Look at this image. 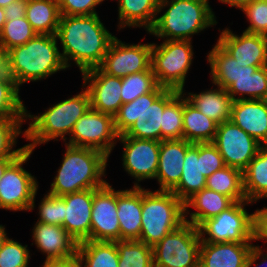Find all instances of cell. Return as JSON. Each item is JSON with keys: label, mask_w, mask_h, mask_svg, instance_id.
I'll use <instances>...</instances> for the list:
<instances>
[{"label": "cell", "mask_w": 267, "mask_h": 267, "mask_svg": "<svg viewBox=\"0 0 267 267\" xmlns=\"http://www.w3.org/2000/svg\"><path fill=\"white\" fill-rule=\"evenodd\" d=\"M26 121V117H0V158L18 157L26 150L24 145L21 148L13 149L17 144V137L24 134L21 131L22 123Z\"/></svg>", "instance_id": "f35d334b"}, {"label": "cell", "mask_w": 267, "mask_h": 267, "mask_svg": "<svg viewBox=\"0 0 267 267\" xmlns=\"http://www.w3.org/2000/svg\"><path fill=\"white\" fill-rule=\"evenodd\" d=\"M203 188H206V177L201 173L200 143H193L186 151L181 179L171 191L185 203Z\"/></svg>", "instance_id": "4316f807"}, {"label": "cell", "mask_w": 267, "mask_h": 267, "mask_svg": "<svg viewBox=\"0 0 267 267\" xmlns=\"http://www.w3.org/2000/svg\"><path fill=\"white\" fill-rule=\"evenodd\" d=\"M104 0H58L60 14L64 16L93 15L96 6Z\"/></svg>", "instance_id": "f6af8a7d"}, {"label": "cell", "mask_w": 267, "mask_h": 267, "mask_svg": "<svg viewBox=\"0 0 267 267\" xmlns=\"http://www.w3.org/2000/svg\"><path fill=\"white\" fill-rule=\"evenodd\" d=\"M33 242L38 250L46 254L45 260L77 257V242L63 226L36 222L33 229Z\"/></svg>", "instance_id": "44dd1931"}, {"label": "cell", "mask_w": 267, "mask_h": 267, "mask_svg": "<svg viewBox=\"0 0 267 267\" xmlns=\"http://www.w3.org/2000/svg\"><path fill=\"white\" fill-rule=\"evenodd\" d=\"M28 0H15L8 6L4 7V15L6 20L16 18H24L26 16Z\"/></svg>", "instance_id": "7dc6e473"}, {"label": "cell", "mask_w": 267, "mask_h": 267, "mask_svg": "<svg viewBox=\"0 0 267 267\" xmlns=\"http://www.w3.org/2000/svg\"><path fill=\"white\" fill-rule=\"evenodd\" d=\"M66 145L61 166L51 183L49 194L63 196L65 194L100 188L107 181L106 176L108 156L92 149Z\"/></svg>", "instance_id": "5b68a950"}, {"label": "cell", "mask_w": 267, "mask_h": 267, "mask_svg": "<svg viewBox=\"0 0 267 267\" xmlns=\"http://www.w3.org/2000/svg\"><path fill=\"white\" fill-rule=\"evenodd\" d=\"M39 206L38 222L63 226L64 224V199L47 193L41 200Z\"/></svg>", "instance_id": "b9f144b4"}, {"label": "cell", "mask_w": 267, "mask_h": 267, "mask_svg": "<svg viewBox=\"0 0 267 267\" xmlns=\"http://www.w3.org/2000/svg\"><path fill=\"white\" fill-rule=\"evenodd\" d=\"M209 0H160L158 14L153 27L148 31L163 40H188L192 35L217 25L216 16Z\"/></svg>", "instance_id": "8992f818"}, {"label": "cell", "mask_w": 267, "mask_h": 267, "mask_svg": "<svg viewBox=\"0 0 267 267\" xmlns=\"http://www.w3.org/2000/svg\"><path fill=\"white\" fill-rule=\"evenodd\" d=\"M37 35L31 24L24 18L6 20L0 33V58L11 48L24 45Z\"/></svg>", "instance_id": "8d00e7d4"}, {"label": "cell", "mask_w": 267, "mask_h": 267, "mask_svg": "<svg viewBox=\"0 0 267 267\" xmlns=\"http://www.w3.org/2000/svg\"><path fill=\"white\" fill-rule=\"evenodd\" d=\"M193 143L185 139H171L160 142L156 180L159 189L171 191L180 181L187 149Z\"/></svg>", "instance_id": "7402d4cb"}, {"label": "cell", "mask_w": 267, "mask_h": 267, "mask_svg": "<svg viewBox=\"0 0 267 267\" xmlns=\"http://www.w3.org/2000/svg\"><path fill=\"white\" fill-rule=\"evenodd\" d=\"M82 77V87L89 94L91 108L114 117L123 104L122 78L107 75L99 67L82 72Z\"/></svg>", "instance_id": "ac0fdd59"}, {"label": "cell", "mask_w": 267, "mask_h": 267, "mask_svg": "<svg viewBox=\"0 0 267 267\" xmlns=\"http://www.w3.org/2000/svg\"><path fill=\"white\" fill-rule=\"evenodd\" d=\"M207 60L212 83L225 89L233 101L266 100L267 66H240L218 43L207 54Z\"/></svg>", "instance_id": "277c9868"}, {"label": "cell", "mask_w": 267, "mask_h": 267, "mask_svg": "<svg viewBox=\"0 0 267 267\" xmlns=\"http://www.w3.org/2000/svg\"><path fill=\"white\" fill-rule=\"evenodd\" d=\"M5 22H6V18L4 15V8L0 7V33L2 31V28H3V25L5 24Z\"/></svg>", "instance_id": "db71d44e"}, {"label": "cell", "mask_w": 267, "mask_h": 267, "mask_svg": "<svg viewBox=\"0 0 267 267\" xmlns=\"http://www.w3.org/2000/svg\"><path fill=\"white\" fill-rule=\"evenodd\" d=\"M8 236L5 231V225H0V249L3 246L4 242L7 240Z\"/></svg>", "instance_id": "f5cc1de1"}, {"label": "cell", "mask_w": 267, "mask_h": 267, "mask_svg": "<svg viewBox=\"0 0 267 267\" xmlns=\"http://www.w3.org/2000/svg\"><path fill=\"white\" fill-rule=\"evenodd\" d=\"M141 222L139 241L153 247L185 223L184 203L172 191L142 188Z\"/></svg>", "instance_id": "ba28073f"}, {"label": "cell", "mask_w": 267, "mask_h": 267, "mask_svg": "<svg viewBox=\"0 0 267 267\" xmlns=\"http://www.w3.org/2000/svg\"><path fill=\"white\" fill-rule=\"evenodd\" d=\"M142 187L117 190L120 240H139L141 233Z\"/></svg>", "instance_id": "d4e9b609"}, {"label": "cell", "mask_w": 267, "mask_h": 267, "mask_svg": "<svg viewBox=\"0 0 267 267\" xmlns=\"http://www.w3.org/2000/svg\"><path fill=\"white\" fill-rule=\"evenodd\" d=\"M220 33L217 43L237 60L240 66H267V36L245 31L239 36L229 28Z\"/></svg>", "instance_id": "d6986e66"}, {"label": "cell", "mask_w": 267, "mask_h": 267, "mask_svg": "<svg viewBox=\"0 0 267 267\" xmlns=\"http://www.w3.org/2000/svg\"><path fill=\"white\" fill-rule=\"evenodd\" d=\"M95 188L61 196L64 199L65 230L77 241L90 240L91 211Z\"/></svg>", "instance_id": "ffe728a7"}, {"label": "cell", "mask_w": 267, "mask_h": 267, "mask_svg": "<svg viewBox=\"0 0 267 267\" xmlns=\"http://www.w3.org/2000/svg\"><path fill=\"white\" fill-rule=\"evenodd\" d=\"M151 51L152 43L127 44L115 37L99 68L120 78L146 71L151 68Z\"/></svg>", "instance_id": "9a60e30c"}, {"label": "cell", "mask_w": 267, "mask_h": 267, "mask_svg": "<svg viewBox=\"0 0 267 267\" xmlns=\"http://www.w3.org/2000/svg\"><path fill=\"white\" fill-rule=\"evenodd\" d=\"M42 267H80L77 257L45 260Z\"/></svg>", "instance_id": "681fc988"}, {"label": "cell", "mask_w": 267, "mask_h": 267, "mask_svg": "<svg viewBox=\"0 0 267 267\" xmlns=\"http://www.w3.org/2000/svg\"><path fill=\"white\" fill-rule=\"evenodd\" d=\"M26 18L37 34L55 35L61 18L58 0H28Z\"/></svg>", "instance_id": "d6a6232c"}, {"label": "cell", "mask_w": 267, "mask_h": 267, "mask_svg": "<svg viewBox=\"0 0 267 267\" xmlns=\"http://www.w3.org/2000/svg\"><path fill=\"white\" fill-rule=\"evenodd\" d=\"M32 150L26 149L5 170L0 179V208L12 211H31L35 207L38 182L23 168Z\"/></svg>", "instance_id": "7c38bea8"}, {"label": "cell", "mask_w": 267, "mask_h": 267, "mask_svg": "<svg viewBox=\"0 0 267 267\" xmlns=\"http://www.w3.org/2000/svg\"><path fill=\"white\" fill-rule=\"evenodd\" d=\"M200 244L198 229L185 222L152 247L154 267H199Z\"/></svg>", "instance_id": "8fae6325"}, {"label": "cell", "mask_w": 267, "mask_h": 267, "mask_svg": "<svg viewBox=\"0 0 267 267\" xmlns=\"http://www.w3.org/2000/svg\"><path fill=\"white\" fill-rule=\"evenodd\" d=\"M235 202L230 198L213 190L203 188L195 193L185 203V222L191 223L196 228L205 220L217 216L222 211L231 207ZM194 208L195 212L188 210ZM190 215L189 219L187 215Z\"/></svg>", "instance_id": "484cf974"}, {"label": "cell", "mask_w": 267, "mask_h": 267, "mask_svg": "<svg viewBox=\"0 0 267 267\" xmlns=\"http://www.w3.org/2000/svg\"><path fill=\"white\" fill-rule=\"evenodd\" d=\"M183 139V93L179 92L162 113L161 141Z\"/></svg>", "instance_id": "74e56055"}, {"label": "cell", "mask_w": 267, "mask_h": 267, "mask_svg": "<svg viewBox=\"0 0 267 267\" xmlns=\"http://www.w3.org/2000/svg\"><path fill=\"white\" fill-rule=\"evenodd\" d=\"M83 90V91H82ZM71 98L63 100L39 115H32L26 110V119H30L29 127L25 130V138L31 141L26 149L34 150L37 145L61 137L65 142L72 133L75 123L90 108V97L86 89H82Z\"/></svg>", "instance_id": "52a82bcc"}, {"label": "cell", "mask_w": 267, "mask_h": 267, "mask_svg": "<svg viewBox=\"0 0 267 267\" xmlns=\"http://www.w3.org/2000/svg\"><path fill=\"white\" fill-rule=\"evenodd\" d=\"M179 91L157 86L152 92L122 104L114 115L119 137H133L161 142L164 107Z\"/></svg>", "instance_id": "3957f363"}, {"label": "cell", "mask_w": 267, "mask_h": 267, "mask_svg": "<svg viewBox=\"0 0 267 267\" xmlns=\"http://www.w3.org/2000/svg\"><path fill=\"white\" fill-rule=\"evenodd\" d=\"M255 240L267 242V207L255 210Z\"/></svg>", "instance_id": "bcb514c9"}, {"label": "cell", "mask_w": 267, "mask_h": 267, "mask_svg": "<svg viewBox=\"0 0 267 267\" xmlns=\"http://www.w3.org/2000/svg\"><path fill=\"white\" fill-rule=\"evenodd\" d=\"M55 35L61 42V56L66 67H70V61H74L81 73L102 64L115 38L101 22L98 14L61 15Z\"/></svg>", "instance_id": "6da1fadb"}, {"label": "cell", "mask_w": 267, "mask_h": 267, "mask_svg": "<svg viewBox=\"0 0 267 267\" xmlns=\"http://www.w3.org/2000/svg\"><path fill=\"white\" fill-rule=\"evenodd\" d=\"M192 41L164 40L152 43L151 68L157 84L166 89L184 91L193 59Z\"/></svg>", "instance_id": "9c48e42d"}, {"label": "cell", "mask_w": 267, "mask_h": 267, "mask_svg": "<svg viewBox=\"0 0 267 267\" xmlns=\"http://www.w3.org/2000/svg\"><path fill=\"white\" fill-rule=\"evenodd\" d=\"M119 267H154L153 249L139 240L116 241Z\"/></svg>", "instance_id": "d590c367"}, {"label": "cell", "mask_w": 267, "mask_h": 267, "mask_svg": "<svg viewBox=\"0 0 267 267\" xmlns=\"http://www.w3.org/2000/svg\"><path fill=\"white\" fill-rule=\"evenodd\" d=\"M200 166L201 173L206 178L225 166L220 152L212 142L200 143Z\"/></svg>", "instance_id": "ee69618b"}, {"label": "cell", "mask_w": 267, "mask_h": 267, "mask_svg": "<svg viewBox=\"0 0 267 267\" xmlns=\"http://www.w3.org/2000/svg\"><path fill=\"white\" fill-rule=\"evenodd\" d=\"M27 247L8 237L0 249V267H28L31 256Z\"/></svg>", "instance_id": "60d3db41"}, {"label": "cell", "mask_w": 267, "mask_h": 267, "mask_svg": "<svg viewBox=\"0 0 267 267\" xmlns=\"http://www.w3.org/2000/svg\"><path fill=\"white\" fill-rule=\"evenodd\" d=\"M206 188L227 197L234 202L246 201L243 190V172L237 168L224 166L206 178Z\"/></svg>", "instance_id": "836d02e7"}, {"label": "cell", "mask_w": 267, "mask_h": 267, "mask_svg": "<svg viewBox=\"0 0 267 267\" xmlns=\"http://www.w3.org/2000/svg\"><path fill=\"white\" fill-rule=\"evenodd\" d=\"M160 0H118V29L143 27L147 32L153 27Z\"/></svg>", "instance_id": "f1b7e54d"}, {"label": "cell", "mask_w": 267, "mask_h": 267, "mask_svg": "<svg viewBox=\"0 0 267 267\" xmlns=\"http://www.w3.org/2000/svg\"><path fill=\"white\" fill-rule=\"evenodd\" d=\"M57 44L56 35L37 34L24 45L9 49L0 62L20 89L23 83L36 82L67 69Z\"/></svg>", "instance_id": "7a4b0ae2"}, {"label": "cell", "mask_w": 267, "mask_h": 267, "mask_svg": "<svg viewBox=\"0 0 267 267\" xmlns=\"http://www.w3.org/2000/svg\"><path fill=\"white\" fill-rule=\"evenodd\" d=\"M242 11L250 22L244 31L267 36V0H252Z\"/></svg>", "instance_id": "7bdbcfd3"}, {"label": "cell", "mask_w": 267, "mask_h": 267, "mask_svg": "<svg viewBox=\"0 0 267 267\" xmlns=\"http://www.w3.org/2000/svg\"><path fill=\"white\" fill-rule=\"evenodd\" d=\"M261 145H267V102L245 99L233 101L231 119Z\"/></svg>", "instance_id": "603a6c76"}, {"label": "cell", "mask_w": 267, "mask_h": 267, "mask_svg": "<svg viewBox=\"0 0 267 267\" xmlns=\"http://www.w3.org/2000/svg\"><path fill=\"white\" fill-rule=\"evenodd\" d=\"M90 240L107 242L120 240L117 191L108 182L100 188H95L91 211Z\"/></svg>", "instance_id": "e0dca14e"}, {"label": "cell", "mask_w": 267, "mask_h": 267, "mask_svg": "<svg viewBox=\"0 0 267 267\" xmlns=\"http://www.w3.org/2000/svg\"><path fill=\"white\" fill-rule=\"evenodd\" d=\"M15 0H0V7H6L8 6L11 2H13Z\"/></svg>", "instance_id": "11a10c76"}, {"label": "cell", "mask_w": 267, "mask_h": 267, "mask_svg": "<svg viewBox=\"0 0 267 267\" xmlns=\"http://www.w3.org/2000/svg\"><path fill=\"white\" fill-rule=\"evenodd\" d=\"M17 157H4L0 158V179L2 178L7 167L16 159Z\"/></svg>", "instance_id": "816d5d0a"}, {"label": "cell", "mask_w": 267, "mask_h": 267, "mask_svg": "<svg viewBox=\"0 0 267 267\" xmlns=\"http://www.w3.org/2000/svg\"><path fill=\"white\" fill-rule=\"evenodd\" d=\"M183 93V139L191 143L213 142L218 123L201 113Z\"/></svg>", "instance_id": "f546056e"}, {"label": "cell", "mask_w": 267, "mask_h": 267, "mask_svg": "<svg viewBox=\"0 0 267 267\" xmlns=\"http://www.w3.org/2000/svg\"><path fill=\"white\" fill-rule=\"evenodd\" d=\"M253 243L201 242L199 267H245Z\"/></svg>", "instance_id": "cb8c5ba5"}, {"label": "cell", "mask_w": 267, "mask_h": 267, "mask_svg": "<svg viewBox=\"0 0 267 267\" xmlns=\"http://www.w3.org/2000/svg\"><path fill=\"white\" fill-rule=\"evenodd\" d=\"M123 144V168L135 178L134 187L146 179H155L159 161L160 142L133 137H118Z\"/></svg>", "instance_id": "2e32d148"}, {"label": "cell", "mask_w": 267, "mask_h": 267, "mask_svg": "<svg viewBox=\"0 0 267 267\" xmlns=\"http://www.w3.org/2000/svg\"><path fill=\"white\" fill-rule=\"evenodd\" d=\"M216 89H209L197 93H188L186 99L201 113L218 124L231 119V96L219 85Z\"/></svg>", "instance_id": "83f0119b"}, {"label": "cell", "mask_w": 267, "mask_h": 267, "mask_svg": "<svg viewBox=\"0 0 267 267\" xmlns=\"http://www.w3.org/2000/svg\"><path fill=\"white\" fill-rule=\"evenodd\" d=\"M263 252H264V250L262 249V247L260 248L259 245H256V246L254 245L250 251L248 258H247L245 267H253V265H255L254 267H259V266L267 263V253L264 254ZM260 259L262 261L257 263V260H260Z\"/></svg>", "instance_id": "c3c4849f"}, {"label": "cell", "mask_w": 267, "mask_h": 267, "mask_svg": "<svg viewBox=\"0 0 267 267\" xmlns=\"http://www.w3.org/2000/svg\"><path fill=\"white\" fill-rule=\"evenodd\" d=\"M249 201L235 202L217 216L203 221L198 227L201 242L251 243L255 240V213L249 214L245 206ZM207 235V236H205Z\"/></svg>", "instance_id": "30bf717a"}, {"label": "cell", "mask_w": 267, "mask_h": 267, "mask_svg": "<svg viewBox=\"0 0 267 267\" xmlns=\"http://www.w3.org/2000/svg\"><path fill=\"white\" fill-rule=\"evenodd\" d=\"M19 88L0 62V117H26Z\"/></svg>", "instance_id": "e575fe53"}, {"label": "cell", "mask_w": 267, "mask_h": 267, "mask_svg": "<svg viewBox=\"0 0 267 267\" xmlns=\"http://www.w3.org/2000/svg\"><path fill=\"white\" fill-rule=\"evenodd\" d=\"M114 117L90 108L75 123L65 144L75 147L92 148L108 157L118 141Z\"/></svg>", "instance_id": "4fadbf2b"}, {"label": "cell", "mask_w": 267, "mask_h": 267, "mask_svg": "<svg viewBox=\"0 0 267 267\" xmlns=\"http://www.w3.org/2000/svg\"><path fill=\"white\" fill-rule=\"evenodd\" d=\"M243 190L247 201L267 198V145H262L257 155L243 171Z\"/></svg>", "instance_id": "4dcf8cb0"}, {"label": "cell", "mask_w": 267, "mask_h": 267, "mask_svg": "<svg viewBox=\"0 0 267 267\" xmlns=\"http://www.w3.org/2000/svg\"><path fill=\"white\" fill-rule=\"evenodd\" d=\"M77 259L80 267H119L116 241L84 240L78 245Z\"/></svg>", "instance_id": "1f68e13d"}, {"label": "cell", "mask_w": 267, "mask_h": 267, "mask_svg": "<svg viewBox=\"0 0 267 267\" xmlns=\"http://www.w3.org/2000/svg\"><path fill=\"white\" fill-rule=\"evenodd\" d=\"M252 0H219V2L224 4H229L231 7H236L242 10L246 5H248Z\"/></svg>", "instance_id": "f907efd6"}, {"label": "cell", "mask_w": 267, "mask_h": 267, "mask_svg": "<svg viewBox=\"0 0 267 267\" xmlns=\"http://www.w3.org/2000/svg\"><path fill=\"white\" fill-rule=\"evenodd\" d=\"M212 143L220 152L225 166L237 168L242 172L262 146L231 120L218 124Z\"/></svg>", "instance_id": "5bb4252c"}, {"label": "cell", "mask_w": 267, "mask_h": 267, "mask_svg": "<svg viewBox=\"0 0 267 267\" xmlns=\"http://www.w3.org/2000/svg\"><path fill=\"white\" fill-rule=\"evenodd\" d=\"M158 86L152 68L122 78L121 98L126 104L137 97L152 92Z\"/></svg>", "instance_id": "ab89813d"}]
</instances>
